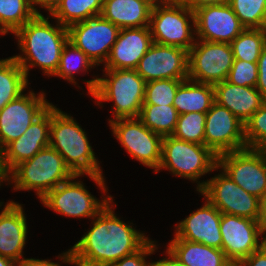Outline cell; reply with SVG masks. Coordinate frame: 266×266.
Wrapping results in <instances>:
<instances>
[{
	"label": "cell",
	"mask_w": 266,
	"mask_h": 266,
	"mask_svg": "<svg viewBox=\"0 0 266 266\" xmlns=\"http://www.w3.org/2000/svg\"><path fill=\"white\" fill-rule=\"evenodd\" d=\"M152 44L149 26L120 29L104 69H136Z\"/></svg>",
	"instance_id": "cell-21"
},
{
	"label": "cell",
	"mask_w": 266,
	"mask_h": 266,
	"mask_svg": "<svg viewBox=\"0 0 266 266\" xmlns=\"http://www.w3.org/2000/svg\"><path fill=\"white\" fill-rule=\"evenodd\" d=\"M0 266H17V263L9 258L0 256Z\"/></svg>",
	"instance_id": "cell-47"
},
{
	"label": "cell",
	"mask_w": 266,
	"mask_h": 266,
	"mask_svg": "<svg viewBox=\"0 0 266 266\" xmlns=\"http://www.w3.org/2000/svg\"><path fill=\"white\" fill-rule=\"evenodd\" d=\"M247 148L261 150L266 145V102L244 123Z\"/></svg>",
	"instance_id": "cell-36"
},
{
	"label": "cell",
	"mask_w": 266,
	"mask_h": 266,
	"mask_svg": "<svg viewBox=\"0 0 266 266\" xmlns=\"http://www.w3.org/2000/svg\"><path fill=\"white\" fill-rule=\"evenodd\" d=\"M29 93V94H28ZM23 93L0 110V152L20 138L51 105L43 91Z\"/></svg>",
	"instance_id": "cell-14"
},
{
	"label": "cell",
	"mask_w": 266,
	"mask_h": 266,
	"mask_svg": "<svg viewBox=\"0 0 266 266\" xmlns=\"http://www.w3.org/2000/svg\"><path fill=\"white\" fill-rule=\"evenodd\" d=\"M157 246L156 241L150 239L140 250L121 258L110 266H151L152 261L148 262L145 259L155 253Z\"/></svg>",
	"instance_id": "cell-38"
},
{
	"label": "cell",
	"mask_w": 266,
	"mask_h": 266,
	"mask_svg": "<svg viewBox=\"0 0 266 266\" xmlns=\"http://www.w3.org/2000/svg\"><path fill=\"white\" fill-rule=\"evenodd\" d=\"M154 5L189 7L190 0H153Z\"/></svg>",
	"instance_id": "cell-45"
},
{
	"label": "cell",
	"mask_w": 266,
	"mask_h": 266,
	"mask_svg": "<svg viewBox=\"0 0 266 266\" xmlns=\"http://www.w3.org/2000/svg\"><path fill=\"white\" fill-rule=\"evenodd\" d=\"M112 203L113 199L92 218L93 226L88 232L72 248L59 255L62 263L110 266L140 250L150 240L145 233L133 228V223H125L117 217Z\"/></svg>",
	"instance_id": "cell-1"
},
{
	"label": "cell",
	"mask_w": 266,
	"mask_h": 266,
	"mask_svg": "<svg viewBox=\"0 0 266 266\" xmlns=\"http://www.w3.org/2000/svg\"><path fill=\"white\" fill-rule=\"evenodd\" d=\"M214 102V86L212 84L186 79L178 86L173 106L178 114L206 113Z\"/></svg>",
	"instance_id": "cell-26"
},
{
	"label": "cell",
	"mask_w": 266,
	"mask_h": 266,
	"mask_svg": "<svg viewBox=\"0 0 266 266\" xmlns=\"http://www.w3.org/2000/svg\"><path fill=\"white\" fill-rule=\"evenodd\" d=\"M51 106L37 118L23 135L0 152V172L4 178L16 165L31 159L49 146Z\"/></svg>",
	"instance_id": "cell-17"
},
{
	"label": "cell",
	"mask_w": 266,
	"mask_h": 266,
	"mask_svg": "<svg viewBox=\"0 0 266 266\" xmlns=\"http://www.w3.org/2000/svg\"><path fill=\"white\" fill-rule=\"evenodd\" d=\"M0 212V256L18 263L23 257L28 226L24 209L21 204L8 201ZM1 209V208H0Z\"/></svg>",
	"instance_id": "cell-22"
},
{
	"label": "cell",
	"mask_w": 266,
	"mask_h": 266,
	"mask_svg": "<svg viewBox=\"0 0 266 266\" xmlns=\"http://www.w3.org/2000/svg\"><path fill=\"white\" fill-rule=\"evenodd\" d=\"M149 29L153 43L184 48L195 44V12L190 7L153 5Z\"/></svg>",
	"instance_id": "cell-7"
},
{
	"label": "cell",
	"mask_w": 266,
	"mask_h": 266,
	"mask_svg": "<svg viewBox=\"0 0 266 266\" xmlns=\"http://www.w3.org/2000/svg\"><path fill=\"white\" fill-rule=\"evenodd\" d=\"M103 2L104 0H62L50 16L68 27L90 16L101 14Z\"/></svg>",
	"instance_id": "cell-28"
},
{
	"label": "cell",
	"mask_w": 266,
	"mask_h": 266,
	"mask_svg": "<svg viewBox=\"0 0 266 266\" xmlns=\"http://www.w3.org/2000/svg\"><path fill=\"white\" fill-rule=\"evenodd\" d=\"M80 176L84 175H73L49 191L40 201L60 215L88 219L95 217L113 197L107 195L102 196L101 200L97 199L85 188L82 181L75 180Z\"/></svg>",
	"instance_id": "cell-10"
},
{
	"label": "cell",
	"mask_w": 266,
	"mask_h": 266,
	"mask_svg": "<svg viewBox=\"0 0 266 266\" xmlns=\"http://www.w3.org/2000/svg\"><path fill=\"white\" fill-rule=\"evenodd\" d=\"M206 113L179 114L171 136L176 139L204 145Z\"/></svg>",
	"instance_id": "cell-34"
},
{
	"label": "cell",
	"mask_w": 266,
	"mask_h": 266,
	"mask_svg": "<svg viewBox=\"0 0 266 266\" xmlns=\"http://www.w3.org/2000/svg\"><path fill=\"white\" fill-rule=\"evenodd\" d=\"M221 215L222 213L205 198L201 208L177 223L173 239H184L221 249Z\"/></svg>",
	"instance_id": "cell-20"
},
{
	"label": "cell",
	"mask_w": 266,
	"mask_h": 266,
	"mask_svg": "<svg viewBox=\"0 0 266 266\" xmlns=\"http://www.w3.org/2000/svg\"><path fill=\"white\" fill-rule=\"evenodd\" d=\"M96 67L94 63L87 57V55L75 47L70 41L63 46L59 66L56 73L53 75L69 81L73 85H77L74 76L75 73L88 72L87 70Z\"/></svg>",
	"instance_id": "cell-32"
},
{
	"label": "cell",
	"mask_w": 266,
	"mask_h": 266,
	"mask_svg": "<svg viewBox=\"0 0 266 266\" xmlns=\"http://www.w3.org/2000/svg\"><path fill=\"white\" fill-rule=\"evenodd\" d=\"M148 2H150L152 5H154V1L153 0H146Z\"/></svg>",
	"instance_id": "cell-51"
},
{
	"label": "cell",
	"mask_w": 266,
	"mask_h": 266,
	"mask_svg": "<svg viewBox=\"0 0 266 266\" xmlns=\"http://www.w3.org/2000/svg\"><path fill=\"white\" fill-rule=\"evenodd\" d=\"M36 14L32 0H0V32L14 34Z\"/></svg>",
	"instance_id": "cell-30"
},
{
	"label": "cell",
	"mask_w": 266,
	"mask_h": 266,
	"mask_svg": "<svg viewBox=\"0 0 266 266\" xmlns=\"http://www.w3.org/2000/svg\"><path fill=\"white\" fill-rule=\"evenodd\" d=\"M49 146L62 155L66 166L74 175L89 176L107 195L106 180L85 129L83 130L74 117L53 104L51 105Z\"/></svg>",
	"instance_id": "cell-3"
},
{
	"label": "cell",
	"mask_w": 266,
	"mask_h": 266,
	"mask_svg": "<svg viewBox=\"0 0 266 266\" xmlns=\"http://www.w3.org/2000/svg\"><path fill=\"white\" fill-rule=\"evenodd\" d=\"M28 85L25 72L13 56L0 59V110L23 94Z\"/></svg>",
	"instance_id": "cell-27"
},
{
	"label": "cell",
	"mask_w": 266,
	"mask_h": 266,
	"mask_svg": "<svg viewBox=\"0 0 266 266\" xmlns=\"http://www.w3.org/2000/svg\"><path fill=\"white\" fill-rule=\"evenodd\" d=\"M226 80L239 86L256 87L258 80L257 62L234 59L233 65Z\"/></svg>",
	"instance_id": "cell-37"
},
{
	"label": "cell",
	"mask_w": 266,
	"mask_h": 266,
	"mask_svg": "<svg viewBox=\"0 0 266 266\" xmlns=\"http://www.w3.org/2000/svg\"><path fill=\"white\" fill-rule=\"evenodd\" d=\"M233 61L230 44L196 39L188 51V79L212 85L223 82Z\"/></svg>",
	"instance_id": "cell-11"
},
{
	"label": "cell",
	"mask_w": 266,
	"mask_h": 266,
	"mask_svg": "<svg viewBox=\"0 0 266 266\" xmlns=\"http://www.w3.org/2000/svg\"><path fill=\"white\" fill-rule=\"evenodd\" d=\"M61 1L62 0H32V5L34 8V11L37 14H40V10L36 8L37 5L39 6V8L40 7L44 8L46 12L48 11L49 12L48 14H50Z\"/></svg>",
	"instance_id": "cell-42"
},
{
	"label": "cell",
	"mask_w": 266,
	"mask_h": 266,
	"mask_svg": "<svg viewBox=\"0 0 266 266\" xmlns=\"http://www.w3.org/2000/svg\"><path fill=\"white\" fill-rule=\"evenodd\" d=\"M153 5L146 0H104L101 15L122 28L149 26Z\"/></svg>",
	"instance_id": "cell-24"
},
{
	"label": "cell",
	"mask_w": 266,
	"mask_h": 266,
	"mask_svg": "<svg viewBox=\"0 0 266 266\" xmlns=\"http://www.w3.org/2000/svg\"><path fill=\"white\" fill-rule=\"evenodd\" d=\"M261 151L264 153V155L266 157V145L261 149Z\"/></svg>",
	"instance_id": "cell-50"
},
{
	"label": "cell",
	"mask_w": 266,
	"mask_h": 266,
	"mask_svg": "<svg viewBox=\"0 0 266 266\" xmlns=\"http://www.w3.org/2000/svg\"><path fill=\"white\" fill-rule=\"evenodd\" d=\"M229 5L245 28L266 29V0H231Z\"/></svg>",
	"instance_id": "cell-33"
},
{
	"label": "cell",
	"mask_w": 266,
	"mask_h": 266,
	"mask_svg": "<svg viewBox=\"0 0 266 266\" xmlns=\"http://www.w3.org/2000/svg\"><path fill=\"white\" fill-rule=\"evenodd\" d=\"M160 169H168L175 177L196 181L199 192L205 185V181H199L203 175L218 170V156L205 145L187 142L165 136L162 139L161 162L156 173Z\"/></svg>",
	"instance_id": "cell-6"
},
{
	"label": "cell",
	"mask_w": 266,
	"mask_h": 266,
	"mask_svg": "<svg viewBox=\"0 0 266 266\" xmlns=\"http://www.w3.org/2000/svg\"><path fill=\"white\" fill-rule=\"evenodd\" d=\"M2 183H4V182H3L2 174L0 172V188H1V185H3Z\"/></svg>",
	"instance_id": "cell-49"
},
{
	"label": "cell",
	"mask_w": 266,
	"mask_h": 266,
	"mask_svg": "<svg viewBox=\"0 0 266 266\" xmlns=\"http://www.w3.org/2000/svg\"><path fill=\"white\" fill-rule=\"evenodd\" d=\"M114 137L121 146L144 166L155 172L161 162L163 137L148 129L139 118H119L109 121Z\"/></svg>",
	"instance_id": "cell-9"
},
{
	"label": "cell",
	"mask_w": 266,
	"mask_h": 266,
	"mask_svg": "<svg viewBox=\"0 0 266 266\" xmlns=\"http://www.w3.org/2000/svg\"><path fill=\"white\" fill-rule=\"evenodd\" d=\"M209 180L198 192L221 213L259 221L261 199L247 193L222 170Z\"/></svg>",
	"instance_id": "cell-8"
},
{
	"label": "cell",
	"mask_w": 266,
	"mask_h": 266,
	"mask_svg": "<svg viewBox=\"0 0 266 266\" xmlns=\"http://www.w3.org/2000/svg\"><path fill=\"white\" fill-rule=\"evenodd\" d=\"M178 115L173 105L143 104L138 118L148 129L165 137L173 134Z\"/></svg>",
	"instance_id": "cell-29"
},
{
	"label": "cell",
	"mask_w": 266,
	"mask_h": 266,
	"mask_svg": "<svg viewBox=\"0 0 266 266\" xmlns=\"http://www.w3.org/2000/svg\"><path fill=\"white\" fill-rule=\"evenodd\" d=\"M194 12L197 40L230 44L245 29L230 5H207Z\"/></svg>",
	"instance_id": "cell-19"
},
{
	"label": "cell",
	"mask_w": 266,
	"mask_h": 266,
	"mask_svg": "<svg viewBox=\"0 0 266 266\" xmlns=\"http://www.w3.org/2000/svg\"><path fill=\"white\" fill-rule=\"evenodd\" d=\"M167 246V250L186 266H234L222 249L202 243L173 239Z\"/></svg>",
	"instance_id": "cell-25"
},
{
	"label": "cell",
	"mask_w": 266,
	"mask_h": 266,
	"mask_svg": "<svg viewBox=\"0 0 266 266\" xmlns=\"http://www.w3.org/2000/svg\"><path fill=\"white\" fill-rule=\"evenodd\" d=\"M204 145L217 156L246 149L244 123L227 108L214 102L206 112Z\"/></svg>",
	"instance_id": "cell-15"
},
{
	"label": "cell",
	"mask_w": 266,
	"mask_h": 266,
	"mask_svg": "<svg viewBox=\"0 0 266 266\" xmlns=\"http://www.w3.org/2000/svg\"><path fill=\"white\" fill-rule=\"evenodd\" d=\"M103 77L85 80L89 95L96 100L95 103L110 101L113 119L138 118L145 93L144 79L136 69H104ZM105 77V78H104ZM103 101V102H102Z\"/></svg>",
	"instance_id": "cell-4"
},
{
	"label": "cell",
	"mask_w": 266,
	"mask_h": 266,
	"mask_svg": "<svg viewBox=\"0 0 266 266\" xmlns=\"http://www.w3.org/2000/svg\"><path fill=\"white\" fill-rule=\"evenodd\" d=\"M231 0H190L189 7L195 11L196 9L207 5H229Z\"/></svg>",
	"instance_id": "cell-44"
},
{
	"label": "cell",
	"mask_w": 266,
	"mask_h": 266,
	"mask_svg": "<svg viewBox=\"0 0 266 266\" xmlns=\"http://www.w3.org/2000/svg\"><path fill=\"white\" fill-rule=\"evenodd\" d=\"M236 266H266V251L261 247L240 261Z\"/></svg>",
	"instance_id": "cell-40"
},
{
	"label": "cell",
	"mask_w": 266,
	"mask_h": 266,
	"mask_svg": "<svg viewBox=\"0 0 266 266\" xmlns=\"http://www.w3.org/2000/svg\"><path fill=\"white\" fill-rule=\"evenodd\" d=\"M259 223L262 231L266 230V195L261 200V213Z\"/></svg>",
	"instance_id": "cell-46"
},
{
	"label": "cell",
	"mask_w": 266,
	"mask_h": 266,
	"mask_svg": "<svg viewBox=\"0 0 266 266\" xmlns=\"http://www.w3.org/2000/svg\"><path fill=\"white\" fill-rule=\"evenodd\" d=\"M220 231L221 249L234 266L261 248L263 231L259 221L222 213Z\"/></svg>",
	"instance_id": "cell-16"
},
{
	"label": "cell",
	"mask_w": 266,
	"mask_h": 266,
	"mask_svg": "<svg viewBox=\"0 0 266 266\" xmlns=\"http://www.w3.org/2000/svg\"><path fill=\"white\" fill-rule=\"evenodd\" d=\"M17 266H61V264L54 263L49 259L23 258L17 263Z\"/></svg>",
	"instance_id": "cell-41"
},
{
	"label": "cell",
	"mask_w": 266,
	"mask_h": 266,
	"mask_svg": "<svg viewBox=\"0 0 266 266\" xmlns=\"http://www.w3.org/2000/svg\"><path fill=\"white\" fill-rule=\"evenodd\" d=\"M218 167L247 193L266 195V157L259 149L246 148L218 155Z\"/></svg>",
	"instance_id": "cell-12"
},
{
	"label": "cell",
	"mask_w": 266,
	"mask_h": 266,
	"mask_svg": "<svg viewBox=\"0 0 266 266\" xmlns=\"http://www.w3.org/2000/svg\"><path fill=\"white\" fill-rule=\"evenodd\" d=\"M186 79H160L146 82L143 104L173 105L178 86Z\"/></svg>",
	"instance_id": "cell-35"
},
{
	"label": "cell",
	"mask_w": 266,
	"mask_h": 266,
	"mask_svg": "<svg viewBox=\"0 0 266 266\" xmlns=\"http://www.w3.org/2000/svg\"><path fill=\"white\" fill-rule=\"evenodd\" d=\"M74 174L62 155L48 146L31 159L16 165L4 178L15 191L35 190L40 200L52 189L69 180Z\"/></svg>",
	"instance_id": "cell-5"
},
{
	"label": "cell",
	"mask_w": 266,
	"mask_h": 266,
	"mask_svg": "<svg viewBox=\"0 0 266 266\" xmlns=\"http://www.w3.org/2000/svg\"><path fill=\"white\" fill-rule=\"evenodd\" d=\"M167 258L152 262L151 266H186L180 262L169 250L166 249Z\"/></svg>",
	"instance_id": "cell-43"
},
{
	"label": "cell",
	"mask_w": 266,
	"mask_h": 266,
	"mask_svg": "<svg viewBox=\"0 0 266 266\" xmlns=\"http://www.w3.org/2000/svg\"><path fill=\"white\" fill-rule=\"evenodd\" d=\"M234 59L258 62L266 46V29L245 28L231 43Z\"/></svg>",
	"instance_id": "cell-31"
},
{
	"label": "cell",
	"mask_w": 266,
	"mask_h": 266,
	"mask_svg": "<svg viewBox=\"0 0 266 266\" xmlns=\"http://www.w3.org/2000/svg\"><path fill=\"white\" fill-rule=\"evenodd\" d=\"M263 236H262V245H261V247L266 251V230H264L263 231V234H262Z\"/></svg>",
	"instance_id": "cell-48"
},
{
	"label": "cell",
	"mask_w": 266,
	"mask_h": 266,
	"mask_svg": "<svg viewBox=\"0 0 266 266\" xmlns=\"http://www.w3.org/2000/svg\"><path fill=\"white\" fill-rule=\"evenodd\" d=\"M68 41L82 50L95 66L105 64L120 28L101 14L67 27Z\"/></svg>",
	"instance_id": "cell-13"
},
{
	"label": "cell",
	"mask_w": 266,
	"mask_h": 266,
	"mask_svg": "<svg viewBox=\"0 0 266 266\" xmlns=\"http://www.w3.org/2000/svg\"><path fill=\"white\" fill-rule=\"evenodd\" d=\"M42 13L20 27L14 36L22 54L13 56L28 79L31 67H39L46 76H53L59 66L63 46L68 41L66 26L52 25Z\"/></svg>",
	"instance_id": "cell-2"
},
{
	"label": "cell",
	"mask_w": 266,
	"mask_h": 266,
	"mask_svg": "<svg viewBox=\"0 0 266 266\" xmlns=\"http://www.w3.org/2000/svg\"><path fill=\"white\" fill-rule=\"evenodd\" d=\"M258 80L256 89L266 99V46L263 48L258 59Z\"/></svg>",
	"instance_id": "cell-39"
},
{
	"label": "cell",
	"mask_w": 266,
	"mask_h": 266,
	"mask_svg": "<svg viewBox=\"0 0 266 266\" xmlns=\"http://www.w3.org/2000/svg\"><path fill=\"white\" fill-rule=\"evenodd\" d=\"M137 73L145 82L160 79H188V51L153 43L140 59Z\"/></svg>",
	"instance_id": "cell-18"
},
{
	"label": "cell",
	"mask_w": 266,
	"mask_h": 266,
	"mask_svg": "<svg viewBox=\"0 0 266 266\" xmlns=\"http://www.w3.org/2000/svg\"><path fill=\"white\" fill-rule=\"evenodd\" d=\"M213 86L215 102L227 108L243 123L266 102L256 87L239 86L227 80Z\"/></svg>",
	"instance_id": "cell-23"
}]
</instances>
